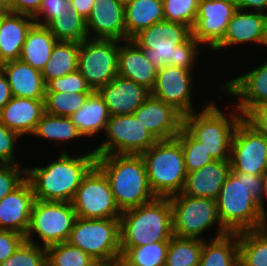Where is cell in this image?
Wrapping results in <instances>:
<instances>
[{"label":"cell","instance_id":"obj_8","mask_svg":"<svg viewBox=\"0 0 267 266\" xmlns=\"http://www.w3.org/2000/svg\"><path fill=\"white\" fill-rule=\"evenodd\" d=\"M173 234L181 238L206 240L201 234L217 224L213 239L229 232L222 226L216 200L188 196L182 193L171 196ZM203 237V238H202Z\"/></svg>","mask_w":267,"mask_h":266},{"label":"cell","instance_id":"obj_30","mask_svg":"<svg viewBox=\"0 0 267 266\" xmlns=\"http://www.w3.org/2000/svg\"><path fill=\"white\" fill-rule=\"evenodd\" d=\"M163 0H133L125 6L127 40L141 30L164 21Z\"/></svg>","mask_w":267,"mask_h":266},{"label":"cell","instance_id":"obj_43","mask_svg":"<svg viewBox=\"0 0 267 266\" xmlns=\"http://www.w3.org/2000/svg\"><path fill=\"white\" fill-rule=\"evenodd\" d=\"M46 92H67V93H82L93 92L92 88L86 82L82 74L76 70L64 77L51 80L46 85Z\"/></svg>","mask_w":267,"mask_h":266},{"label":"cell","instance_id":"obj_47","mask_svg":"<svg viewBox=\"0 0 267 266\" xmlns=\"http://www.w3.org/2000/svg\"><path fill=\"white\" fill-rule=\"evenodd\" d=\"M25 241V235L13 230L0 229V263L9 258Z\"/></svg>","mask_w":267,"mask_h":266},{"label":"cell","instance_id":"obj_57","mask_svg":"<svg viewBox=\"0 0 267 266\" xmlns=\"http://www.w3.org/2000/svg\"><path fill=\"white\" fill-rule=\"evenodd\" d=\"M120 2L121 5H123L124 7L131 3L133 0H118Z\"/></svg>","mask_w":267,"mask_h":266},{"label":"cell","instance_id":"obj_33","mask_svg":"<svg viewBox=\"0 0 267 266\" xmlns=\"http://www.w3.org/2000/svg\"><path fill=\"white\" fill-rule=\"evenodd\" d=\"M239 265L267 266V226L238 232Z\"/></svg>","mask_w":267,"mask_h":266},{"label":"cell","instance_id":"obj_56","mask_svg":"<svg viewBox=\"0 0 267 266\" xmlns=\"http://www.w3.org/2000/svg\"><path fill=\"white\" fill-rule=\"evenodd\" d=\"M109 266H126V265L119 260L116 262L109 263Z\"/></svg>","mask_w":267,"mask_h":266},{"label":"cell","instance_id":"obj_21","mask_svg":"<svg viewBox=\"0 0 267 266\" xmlns=\"http://www.w3.org/2000/svg\"><path fill=\"white\" fill-rule=\"evenodd\" d=\"M35 196L26 178L16 189L0 200V229L26 235Z\"/></svg>","mask_w":267,"mask_h":266},{"label":"cell","instance_id":"obj_38","mask_svg":"<svg viewBox=\"0 0 267 266\" xmlns=\"http://www.w3.org/2000/svg\"><path fill=\"white\" fill-rule=\"evenodd\" d=\"M47 266H94L98 262L85 251L62 242L46 248Z\"/></svg>","mask_w":267,"mask_h":266},{"label":"cell","instance_id":"obj_23","mask_svg":"<svg viewBox=\"0 0 267 266\" xmlns=\"http://www.w3.org/2000/svg\"><path fill=\"white\" fill-rule=\"evenodd\" d=\"M157 70L134 41H120L117 75L133 80L151 91L156 83Z\"/></svg>","mask_w":267,"mask_h":266},{"label":"cell","instance_id":"obj_45","mask_svg":"<svg viewBox=\"0 0 267 266\" xmlns=\"http://www.w3.org/2000/svg\"><path fill=\"white\" fill-rule=\"evenodd\" d=\"M71 8L70 0H42L33 19L36 24L45 26L50 20L61 18Z\"/></svg>","mask_w":267,"mask_h":266},{"label":"cell","instance_id":"obj_36","mask_svg":"<svg viewBox=\"0 0 267 266\" xmlns=\"http://www.w3.org/2000/svg\"><path fill=\"white\" fill-rule=\"evenodd\" d=\"M45 26L58 41L81 43L88 38L86 20L74 8Z\"/></svg>","mask_w":267,"mask_h":266},{"label":"cell","instance_id":"obj_20","mask_svg":"<svg viewBox=\"0 0 267 266\" xmlns=\"http://www.w3.org/2000/svg\"><path fill=\"white\" fill-rule=\"evenodd\" d=\"M97 92L107 105L110 116L133 115L151 95V91L145 86L119 75Z\"/></svg>","mask_w":267,"mask_h":266},{"label":"cell","instance_id":"obj_41","mask_svg":"<svg viewBox=\"0 0 267 266\" xmlns=\"http://www.w3.org/2000/svg\"><path fill=\"white\" fill-rule=\"evenodd\" d=\"M0 266H47L46 248L25 240Z\"/></svg>","mask_w":267,"mask_h":266},{"label":"cell","instance_id":"obj_32","mask_svg":"<svg viewBox=\"0 0 267 266\" xmlns=\"http://www.w3.org/2000/svg\"><path fill=\"white\" fill-rule=\"evenodd\" d=\"M80 43L58 41L51 53V57L42 70L46 85L53 79L78 70V56Z\"/></svg>","mask_w":267,"mask_h":266},{"label":"cell","instance_id":"obj_44","mask_svg":"<svg viewBox=\"0 0 267 266\" xmlns=\"http://www.w3.org/2000/svg\"><path fill=\"white\" fill-rule=\"evenodd\" d=\"M26 179V168L19 164H0V200Z\"/></svg>","mask_w":267,"mask_h":266},{"label":"cell","instance_id":"obj_27","mask_svg":"<svg viewBox=\"0 0 267 266\" xmlns=\"http://www.w3.org/2000/svg\"><path fill=\"white\" fill-rule=\"evenodd\" d=\"M6 75L14 97L44 99L46 83L42 72L22 60H13L0 65Z\"/></svg>","mask_w":267,"mask_h":266},{"label":"cell","instance_id":"obj_49","mask_svg":"<svg viewBox=\"0 0 267 266\" xmlns=\"http://www.w3.org/2000/svg\"><path fill=\"white\" fill-rule=\"evenodd\" d=\"M42 0H14L13 13L33 17L41 6Z\"/></svg>","mask_w":267,"mask_h":266},{"label":"cell","instance_id":"obj_51","mask_svg":"<svg viewBox=\"0 0 267 266\" xmlns=\"http://www.w3.org/2000/svg\"><path fill=\"white\" fill-rule=\"evenodd\" d=\"M11 98L12 94L10 91V86L8 84L7 77L0 69V112Z\"/></svg>","mask_w":267,"mask_h":266},{"label":"cell","instance_id":"obj_5","mask_svg":"<svg viewBox=\"0 0 267 266\" xmlns=\"http://www.w3.org/2000/svg\"><path fill=\"white\" fill-rule=\"evenodd\" d=\"M173 234L172 207L169 198L156 197L120 216L121 247H138L169 241Z\"/></svg>","mask_w":267,"mask_h":266},{"label":"cell","instance_id":"obj_25","mask_svg":"<svg viewBox=\"0 0 267 266\" xmlns=\"http://www.w3.org/2000/svg\"><path fill=\"white\" fill-rule=\"evenodd\" d=\"M230 172V160L212 161L198 170L187 173L181 193L216 200Z\"/></svg>","mask_w":267,"mask_h":266},{"label":"cell","instance_id":"obj_54","mask_svg":"<svg viewBox=\"0 0 267 266\" xmlns=\"http://www.w3.org/2000/svg\"><path fill=\"white\" fill-rule=\"evenodd\" d=\"M264 198L267 200V173L264 175V189H263V197H262V212L265 214V216H267L266 208L264 205V202H265Z\"/></svg>","mask_w":267,"mask_h":266},{"label":"cell","instance_id":"obj_48","mask_svg":"<svg viewBox=\"0 0 267 266\" xmlns=\"http://www.w3.org/2000/svg\"><path fill=\"white\" fill-rule=\"evenodd\" d=\"M244 119L267 139V104L252 109Z\"/></svg>","mask_w":267,"mask_h":266},{"label":"cell","instance_id":"obj_7","mask_svg":"<svg viewBox=\"0 0 267 266\" xmlns=\"http://www.w3.org/2000/svg\"><path fill=\"white\" fill-rule=\"evenodd\" d=\"M140 155L156 197L170 198L182 192L187 172L181 142L177 138L158 140Z\"/></svg>","mask_w":267,"mask_h":266},{"label":"cell","instance_id":"obj_11","mask_svg":"<svg viewBox=\"0 0 267 266\" xmlns=\"http://www.w3.org/2000/svg\"><path fill=\"white\" fill-rule=\"evenodd\" d=\"M71 203L76 216L84 219L120 218L122 213L106 175L96 164L82 179Z\"/></svg>","mask_w":267,"mask_h":266},{"label":"cell","instance_id":"obj_18","mask_svg":"<svg viewBox=\"0 0 267 266\" xmlns=\"http://www.w3.org/2000/svg\"><path fill=\"white\" fill-rule=\"evenodd\" d=\"M133 115L157 140L176 138L184 125V116L179 111L153 95Z\"/></svg>","mask_w":267,"mask_h":266},{"label":"cell","instance_id":"obj_26","mask_svg":"<svg viewBox=\"0 0 267 266\" xmlns=\"http://www.w3.org/2000/svg\"><path fill=\"white\" fill-rule=\"evenodd\" d=\"M34 24L31 16L0 12V65L20 58L27 34Z\"/></svg>","mask_w":267,"mask_h":266},{"label":"cell","instance_id":"obj_58","mask_svg":"<svg viewBox=\"0 0 267 266\" xmlns=\"http://www.w3.org/2000/svg\"><path fill=\"white\" fill-rule=\"evenodd\" d=\"M94 266H109V263H97Z\"/></svg>","mask_w":267,"mask_h":266},{"label":"cell","instance_id":"obj_24","mask_svg":"<svg viewBox=\"0 0 267 266\" xmlns=\"http://www.w3.org/2000/svg\"><path fill=\"white\" fill-rule=\"evenodd\" d=\"M44 113V99L12 96L0 112V121L21 137L30 136Z\"/></svg>","mask_w":267,"mask_h":266},{"label":"cell","instance_id":"obj_39","mask_svg":"<svg viewBox=\"0 0 267 266\" xmlns=\"http://www.w3.org/2000/svg\"><path fill=\"white\" fill-rule=\"evenodd\" d=\"M91 93L46 92L44 98L45 112L54 116L70 117L84 105Z\"/></svg>","mask_w":267,"mask_h":266},{"label":"cell","instance_id":"obj_42","mask_svg":"<svg viewBox=\"0 0 267 266\" xmlns=\"http://www.w3.org/2000/svg\"><path fill=\"white\" fill-rule=\"evenodd\" d=\"M198 5L199 0H163L165 20L192 28L196 21Z\"/></svg>","mask_w":267,"mask_h":266},{"label":"cell","instance_id":"obj_2","mask_svg":"<svg viewBox=\"0 0 267 266\" xmlns=\"http://www.w3.org/2000/svg\"><path fill=\"white\" fill-rule=\"evenodd\" d=\"M131 40L157 68L170 65L192 72L202 48L189 26L166 20L141 30Z\"/></svg>","mask_w":267,"mask_h":266},{"label":"cell","instance_id":"obj_17","mask_svg":"<svg viewBox=\"0 0 267 266\" xmlns=\"http://www.w3.org/2000/svg\"><path fill=\"white\" fill-rule=\"evenodd\" d=\"M222 85V91L240 98L231 106H235L245 117L252 109L267 104V60L257 68L238 75Z\"/></svg>","mask_w":267,"mask_h":266},{"label":"cell","instance_id":"obj_55","mask_svg":"<svg viewBox=\"0 0 267 266\" xmlns=\"http://www.w3.org/2000/svg\"><path fill=\"white\" fill-rule=\"evenodd\" d=\"M262 46H267V21H266V24H265V31H264V39H263V42H262Z\"/></svg>","mask_w":267,"mask_h":266},{"label":"cell","instance_id":"obj_4","mask_svg":"<svg viewBox=\"0 0 267 266\" xmlns=\"http://www.w3.org/2000/svg\"><path fill=\"white\" fill-rule=\"evenodd\" d=\"M96 165L106 175L121 212L156 198L149 186L145 162L140 154L96 156Z\"/></svg>","mask_w":267,"mask_h":266},{"label":"cell","instance_id":"obj_28","mask_svg":"<svg viewBox=\"0 0 267 266\" xmlns=\"http://www.w3.org/2000/svg\"><path fill=\"white\" fill-rule=\"evenodd\" d=\"M110 118L107 105L97 91H93L84 105L70 116L72 123L83 137H100ZM97 134V135H95Z\"/></svg>","mask_w":267,"mask_h":266},{"label":"cell","instance_id":"obj_1","mask_svg":"<svg viewBox=\"0 0 267 266\" xmlns=\"http://www.w3.org/2000/svg\"><path fill=\"white\" fill-rule=\"evenodd\" d=\"M264 176L230 172L216 198L219 218L229 233L267 226L262 212Z\"/></svg>","mask_w":267,"mask_h":266},{"label":"cell","instance_id":"obj_9","mask_svg":"<svg viewBox=\"0 0 267 266\" xmlns=\"http://www.w3.org/2000/svg\"><path fill=\"white\" fill-rule=\"evenodd\" d=\"M67 242L79 247L99 263L119 261L121 258L120 218L77 217Z\"/></svg>","mask_w":267,"mask_h":266},{"label":"cell","instance_id":"obj_53","mask_svg":"<svg viewBox=\"0 0 267 266\" xmlns=\"http://www.w3.org/2000/svg\"><path fill=\"white\" fill-rule=\"evenodd\" d=\"M14 0H0V11H9L13 13Z\"/></svg>","mask_w":267,"mask_h":266},{"label":"cell","instance_id":"obj_19","mask_svg":"<svg viewBox=\"0 0 267 266\" xmlns=\"http://www.w3.org/2000/svg\"><path fill=\"white\" fill-rule=\"evenodd\" d=\"M86 28L88 38L127 40L125 7L118 0H95Z\"/></svg>","mask_w":267,"mask_h":266},{"label":"cell","instance_id":"obj_29","mask_svg":"<svg viewBox=\"0 0 267 266\" xmlns=\"http://www.w3.org/2000/svg\"><path fill=\"white\" fill-rule=\"evenodd\" d=\"M57 42L46 26L35 23L27 34L19 59L42 72Z\"/></svg>","mask_w":267,"mask_h":266},{"label":"cell","instance_id":"obj_40","mask_svg":"<svg viewBox=\"0 0 267 266\" xmlns=\"http://www.w3.org/2000/svg\"><path fill=\"white\" fill-rule=\"evenodd\" d=\"M176 138L181 142L187 173L198 170L214 161L203 148V145L184 127Z\"/></svg>","mask_w":267,"mask_h":266},{"label":"cell","instance_id":"obj_37","mask_svg":"<svg viewBox=\"0 0 267 266\" xmlns=\"http://www.w3.org/2000/svg\"><path fill=\"white\" fill-rule=\"evenodd\" d=\"M204 240L173 236L164 266H199Z\"/></svg>","mask_w":267,"mask_h":266},{"label":"cell","instance_id":"obj_34","mask_svg":"<svg viewBox=\"0 0 267 266\" xmlns=\"http://www.w3.org/2000/svg\"><path fill=\"white\" fill-rule=\"evenodd\" d=\"M31 136L60 144L61 142L65 144L75 139H84L82 134L78 131V128L72 123L70 117L54 116L46 112L37 123Z\"/></svg>","mask_w":267,"mask_h":266},{"label":"cell","instance_id":"obj_3","mask_svg":"<svg viewBox=\"0 0 267 266\" xmlns=\"http://www.w3.org/2000/svg\"><path fill=\"white\" fill-rule=\"evenodd\" d=\"M45 167H26V178L31 183L35 199L71 202L84 176L96 164L93 151L71 156L65 150Z\"/></svg>","mask_w":267,"mask_h":266},{"label":"cell","instance_id":"obj_10","mask_svg":"<svg viewBox=\"0 0 267 266\" xmlns=\"http://www.w3.org/2000/svg\"><path fill=\"white\" fill-rule=\"evenodd\" d=\"M76 218L71 202L35 199L25 240L39 245L33 237L38 236L42 242L40 246L44 248L66 242Z\"/></svg>","mask_w":267,"mask_h":266},{"label":"cell","instance_id":"obj_6","mask_svg":"<svg viewBox=\"0 0 267 266\" xmlns=\"http://www.w3.org/2000/svg\"><path fill=\"white\" fill-rule=\"evenodd\" d=\"M231 109L224 113L211 101L201 112L198 110L184 116L183 127L203 145L214 161L230 160L233 135L244 118L235 106Z\"/></svg>","mask_w":267,"mask_h":266},{"label":"cell","instance_id":"obj_13","mask_svg":"<svg viewBox=\"0 0 267 266\" xmlns=\"http://www.w3.org/2000/svg\"><path fill=\"white\" fill-rule=\"evenodd\" d=\"M105 140L92 150L96 156L108 154H141L158 140L134 115L110 116Z\"/></svg>","mask_w":267,"mask_h":266},{"label":"cell","instance_id":"obj_12","mask_svg":"<svg viewBox=\"0 0 267 266\" xmlns=\"http://www.w3.org/2000/svg\"><path fill=\"white\" fill-rule=\"evenodd\" d=\"M119 46L116 39L87 38L80 43L78 71L93 91L117 76Z\"/></svg>","mask_w":267,"mask_h":266},{"label":"cell","instance_id":"obj_31","mask_svg":"<svg viewBox=\"0 0 267 266\" xmlns=\"http://www.w3.org/2000/svg\"><path fill=\"white\" fill-rule=\"evenodd\" d=\"M199 266H239L238 233L204 240Z\"/></svg>","mask_w":267,"mask_h":266},{"label":"cell","instance_id":"obj_52","mask_svg":"<svg viewBox=\"0 0 267 266\" xmlns=\"http://www.w3.org/2000/svg\"><path fill=\"white\" fill-rule=\"evenodd\" d=\"M95 0H70L74 8L85 20L91 13Z\"/></svg>","mask_w":267,"mask_h":266},{"label":"cell","instance_id":"obj_14","mask_svg":"<svg viewBox=\"0 0 267 266\" xmlns=\"http://www.w3.org/2000/svg\"><path fill=\"white\" fill-rule=\"evenodd\" d=\"M230 163L231 172L258 176L267 173V139L244 118L233 135Z\"/></svg>","mask_w":267,"mask_h":266},{"label":"cell","instance_id":"obj_15","mask_svg":"<svg viewBox=\"0 0 267 266\" xmlns=\"http://www.w3.org/2000/svg\"><path fill=\"white\" fill-rule=\"evenodd\" d=\"M236 10L234 0H199L192 36L213 50L225 36Z\"/></svg>","mask_w":267,"mask_h":266},{"label":"cell","instance_id":"obj_46","mask_svg":"<svg viewBox=\"0 0 267 266\" xmlns=\"http://www.w3.org/2000/svg\"><path fill=\"white\" fill-rule=\"evenodd\" d=\"M19 139L21 136L18 133L8 129L0 121V164H18L14 150Z\"/></svg>","mask_w":267,"mask_h":266},{"label":"cell","instance_id":"obj_35","mask_svg":"<svg viewBox=\"0 0 267 266\" xmlns=\"http://www.w3.org/2000/svg\"><path fill=\"white\" fill-rule=\"evenodd\" d=\"M169 241L138 247H121L120 261L126 266H164Z\"/></svg>","mask_w":267,"mask_h":266},{"label":"cell","instance_id":"obj_16","mask_svg":"<svg viewBox=\"0 0 267 266\" xmlns=\"http://www.w3.org/2000/svg\"><path fill=\"white\" fill-rule=\"evenodd\" d=\"M194 73L176 66L165 65L157 70L156 83L151 95L174 107L183 116L194 111L192 90Z\"/></svg>","mask_w":267,"mask_h":266},{"label":"cell","instance_id":"obj_22","mask_svg":"<svg viewBox=\"0 0 267 266\" xmlns=\"http://www.w3.org/2000/svg\"><path fill=\"white\" fill-rule=\"evenodd\" d=\"M266 21L267 14L237 9L230 19L225 36L212 51L249 42L261 46Z\"/></svg>","mask_w":267,"mask_h":266},{"label":"cell","instance_id":"obj_50","mask_svg":"<svg viewBox=\"0 0 267 266\" xmlns=\"http://www.w3.org/2000/svg\"><path fill=\"white\" fill-rule=\"evenodd\" d=\"M234 3L236 5V8L239 10L261 12L267 14V0H234Z\"/></svg>","mask_w":267,"mask_h":266}]
</instances>
